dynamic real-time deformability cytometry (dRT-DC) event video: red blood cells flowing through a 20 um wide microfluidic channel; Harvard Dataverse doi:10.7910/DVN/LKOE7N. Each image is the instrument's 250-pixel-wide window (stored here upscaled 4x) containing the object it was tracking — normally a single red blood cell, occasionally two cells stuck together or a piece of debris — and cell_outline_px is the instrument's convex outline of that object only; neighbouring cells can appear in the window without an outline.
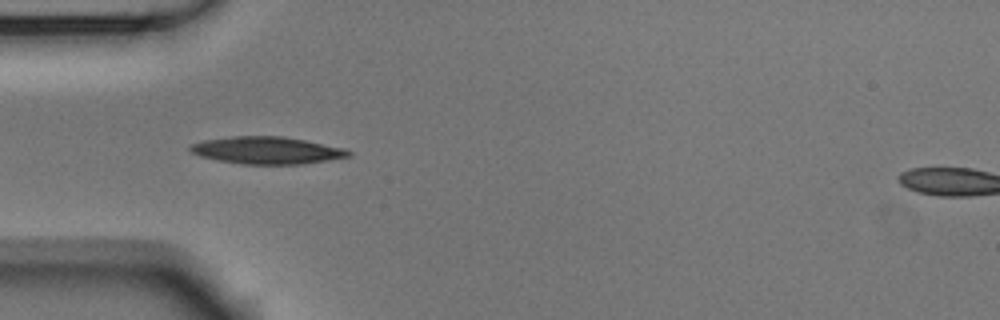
{"species": "Egyptian fruit bat (a non-hibernating species)", "species_latin": "Rousettus aegyptiacus", "temperature_condition": "room temperature", "stored_images_in_passage": 8, "camera_frame_rate_fps": 3000, "um_per_image_px": 0.085, "animal": {"sex": "male"}, "frame": {"image": 1, "passage_image": 4, "time_ms": 1.0, "image_size_px": [1000, 320], "cell_outline_px": [[352, 156], [304, 164], [240, 164], [216, 160], [200, 156], [192, 152], [188, 148], [192, 144], [204, 140], [232, 136], [284, 136], [344, 148], [352, 152]], "centroid_in_image_um": [22.69, 12.78], "position_along_channel_um": 62.3, "area_um2": 25.14}}
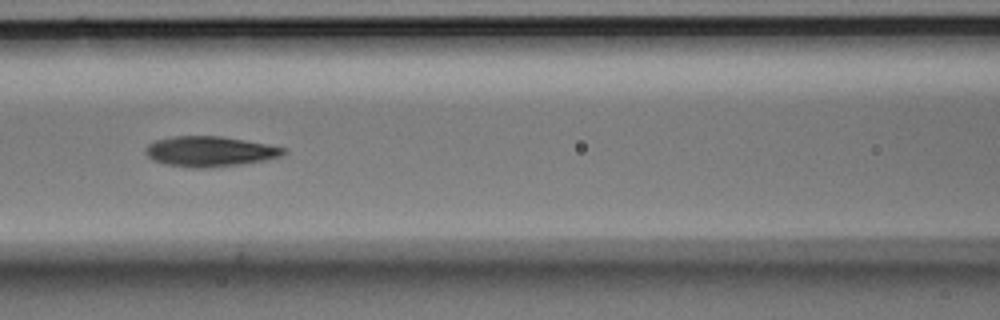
{"frame": {"image": 2, "passage_image": 6, "time_ms": 1.667, "image_size_px": [1000, 320], "cell_outline_px": [[288, 152], [280, 156], [264, 160], [240, 164], [204, 168], [192, 168], [164, 164], [152, 160], [144, 152], [144, 148], [148, 144], [156, 140], [172, 136], [220, 136], [268, 144], [288, 148]], "centroid_in_image_um": [17.82, 12.87], "position_along_channel_um": 148.8, "area_um2": 24.45}}
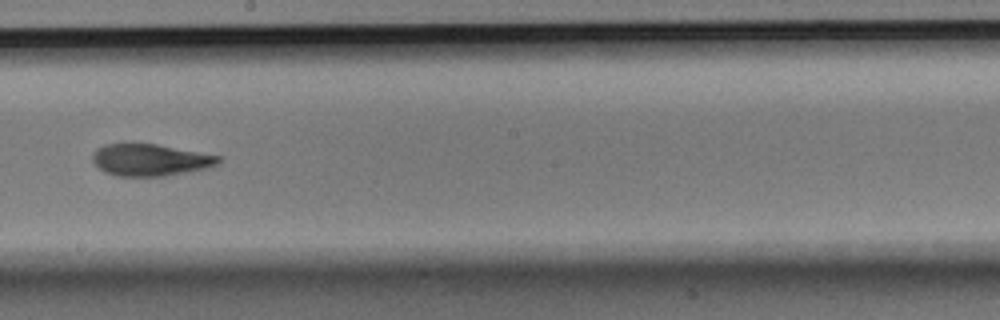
{"frame": {"image": 3, "passage_image": 8, "time_ms": 2.333, "image_size_px": [1000, 320], "cell_outline_px": [[220, 160], [216, 164], [204, 168], [188, 172], [164, 176], [116, 176], [104, 172], [92, 160], [92, 152], [96, 148], [104, 144], [156, 144], [220, 156]], "centroid_in_image_um": [12.71, 13.59], "position_along_channel_um": 235.5, "area_um2": 23.18}}